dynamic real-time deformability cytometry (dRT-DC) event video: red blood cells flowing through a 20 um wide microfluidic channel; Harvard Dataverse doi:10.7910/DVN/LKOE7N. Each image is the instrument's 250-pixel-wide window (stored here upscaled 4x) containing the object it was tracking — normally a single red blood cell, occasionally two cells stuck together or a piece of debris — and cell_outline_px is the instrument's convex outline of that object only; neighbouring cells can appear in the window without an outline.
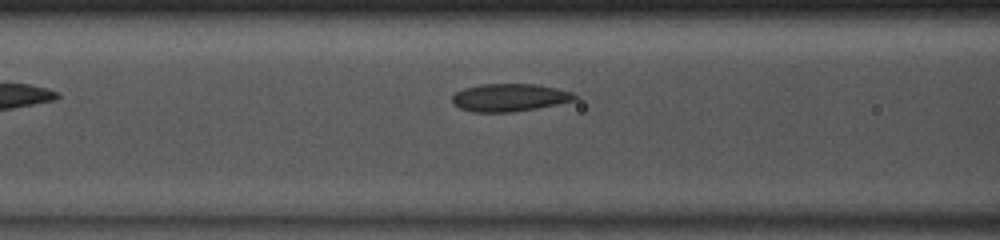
{"species": "common noctule bat (a hibernating species)", "species_latin": "Nyctalus noctula", "temperature_condition": "room temperature", "stored_images_in_passage": 30, "camera_frame_rate_fps": 3000, "um_per_image_px": 0.085, "animal": {"sex": "male", "body_mass_g": 13.0, "forearm_length_mm": 53.1}, "frame": {"image": 1, "passage_image": 7, "time_ms": 2.0, "image_size_px": [1000, 240], "cell_outline_px": [[580, 96], [576, 100], [536, 108], [512, 112], [472, 112], [460, 108], [452, 104], [452, 96], [456, 92], [464, 88], [480, 84], [536, 84], [556, 88], [572, 92]], "centroid_in_image_um": [43.31, 8.29], "position_along_channel_um": 123.3, "area_um2": 19.88}}
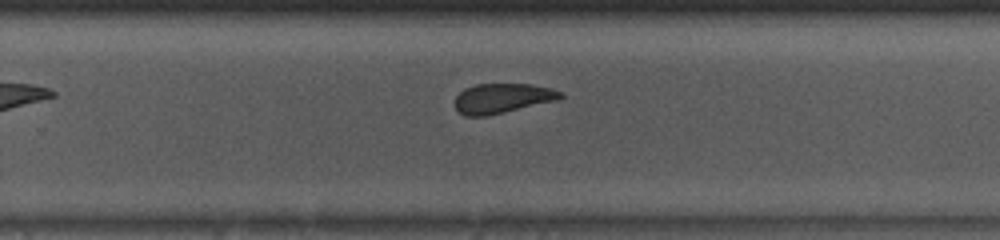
{"frame": {"image": 2, "passage_image": 19, "time_ms": 6.0, "image_size_px": [1000, 240], "cell_outline_px": [[564, 96], [556, 100], [504, 112], [484, 116], [464, 116], [456, 108], [456, 96], [464, 88], [476, 84], [532, 84], [552, 88], [564, 92]], "centroid_in_image_um": [42.71, 8.34], "position_along_channel_um": 287.1, "area_um2": 18.21}}
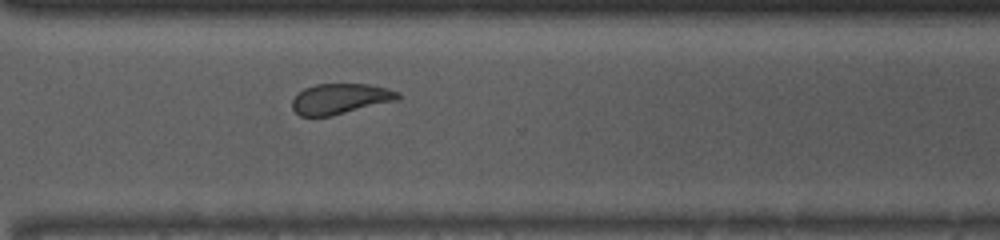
{"frame": {"image": 3, "passage_image": 23, "time_ms": 7.333, "image_size_px": [1000, 240], "cell_outline_px": [[400, 100], [332, 116], [300, 116], [292, 108], [292, 100], [304, 88], [316, 84], [368, 84], [388, 88], [400, 92]], "centroid_in_image_um": [28.97, 8.4], "position_along_channel_um": 341.6, "area_um2": 18.96}}